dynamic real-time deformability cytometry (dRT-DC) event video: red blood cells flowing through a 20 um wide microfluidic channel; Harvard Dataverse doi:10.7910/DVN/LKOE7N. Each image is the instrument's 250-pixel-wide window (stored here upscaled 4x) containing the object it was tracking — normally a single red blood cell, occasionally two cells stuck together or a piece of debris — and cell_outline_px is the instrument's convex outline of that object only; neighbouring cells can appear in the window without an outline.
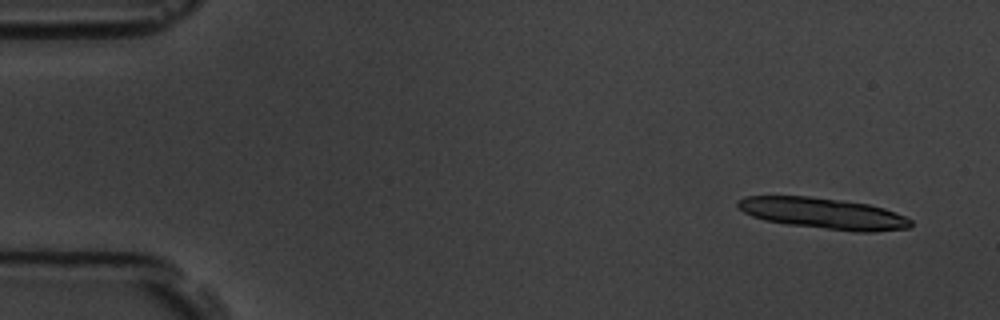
{"species": "common noctule bat (a hibernating species)", "species_latin": "Nyctalus noctula", "temperature_condition": "room temperature", "stored_images_in_passage": 5, "camera_frame_rate_fps": 3000, "um_per_image_px": 0.085, "animal": {"sex": "male", "body_mass_g": 19.5, "forearm_length_mm": 54.6}, "frame": {"image": 1, "passage_image": 1, "time_ms": 0.0, "image_size_px": [1000, 320], "cell_outline_px": [[912, 224], [908, 228], [872, 232], [856, 232], [788, 224], [764, 220], [752, 216], [736, 208], [736, 200], [744, 196], [808, 196], [840, 200], [868, 204], [884, 208], [896, 212], [912, 220]], "centroid_in_image_um": [69.95, 18.13], "position_along_channel_um": 15.0, "area_um2": 31.39}}